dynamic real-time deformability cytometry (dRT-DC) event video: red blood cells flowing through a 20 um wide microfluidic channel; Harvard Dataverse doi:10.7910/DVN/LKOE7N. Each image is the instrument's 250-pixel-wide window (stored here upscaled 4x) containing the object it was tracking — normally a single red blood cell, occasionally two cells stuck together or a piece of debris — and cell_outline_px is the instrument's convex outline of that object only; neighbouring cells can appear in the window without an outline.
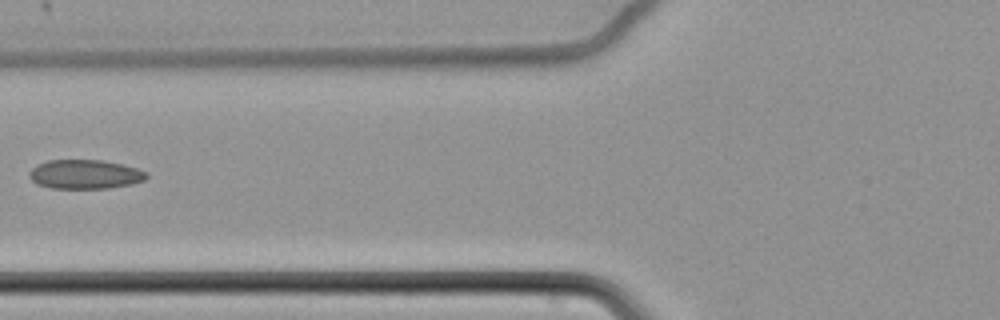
{"species": "common noctule bat (a hibernating species)", "species_latin": "Nyctalus noctula", "temperature_condition": "cold", "stored_images_in_passage": 11, "camera_frame_rate_fps": 3000, "um_per_image_px": 0.085, "animal": {"sex": "female", "body_mass_g": 22.7, "forearm_length_mm": 54.2}, "frame": {"image": 1, "passage_image": 7, "time_ms": 2.0, "image_size_px": [1000, 320], "cell_outline_px": [[148, 176], [144, 180], [132, 184], [108, 188], [52, 188], [36, 184], [28, 176], [28, 172], [36, 164], [48, 160], [104, 160], [136, 168], [148, 172]], "centroid_in_image_um": [7.2, 14.81], "position_along_channel_um": 118.6, "area_um2": 20.0}}
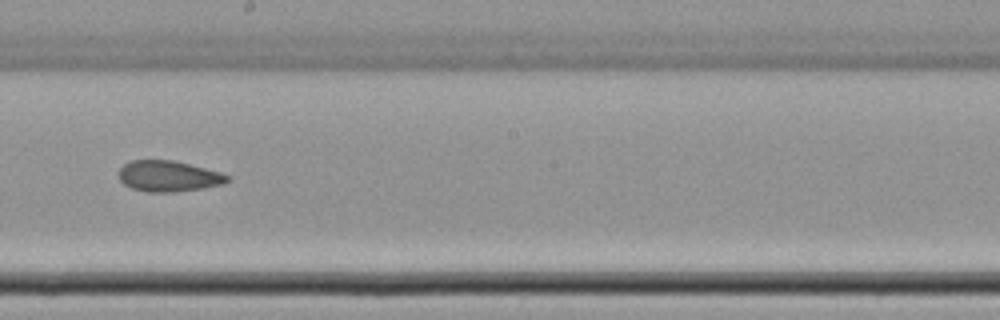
{"frame": {"image": 2, "passage_image": 10, "time_ms": 3.0, "image_size_px": [1000, 320], "cell_outline_px": [[228, 180], [224, 184], [204, 188], [176, 192], [148, 192], [132, 188], [124, 184], [120, 180], [120, 168], [124, 164], [132, 160], [172, 160], [220, 172], [228, 176]], "centroid_in_image_um": [14.32, 14.98], "position_along_channel_um": 233.9, "area_um2": 19.36}}
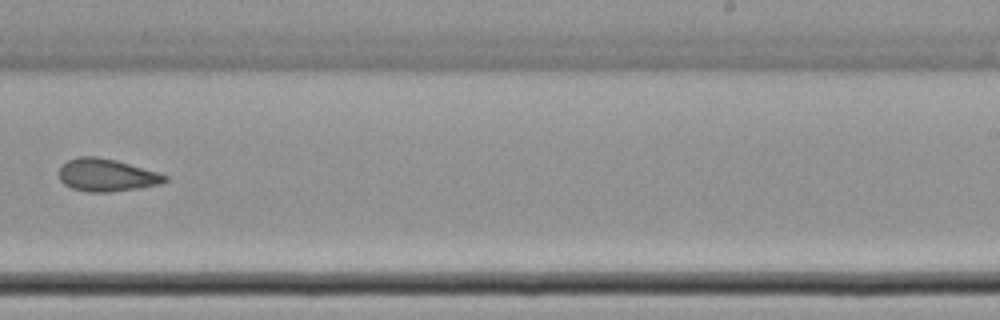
{"frame": {"image": 3, "passage_image": 11, "time_ms": 3.333, "image_size_px": [1000, 320], "cell_outline_px": [[168, 180], [160, 184], [140, 188], [112, 192], [88, 192], [72, 188], [64, 184], [60, 180], [60, 168], [68, 160], [80, 156], [96, 156], [116, 160], [156, 172], [168, 176]], "centroid_in_image_um": [9.07, 14.89], "position_along_channel_um": 279.9, "area_um2": 20.0}}